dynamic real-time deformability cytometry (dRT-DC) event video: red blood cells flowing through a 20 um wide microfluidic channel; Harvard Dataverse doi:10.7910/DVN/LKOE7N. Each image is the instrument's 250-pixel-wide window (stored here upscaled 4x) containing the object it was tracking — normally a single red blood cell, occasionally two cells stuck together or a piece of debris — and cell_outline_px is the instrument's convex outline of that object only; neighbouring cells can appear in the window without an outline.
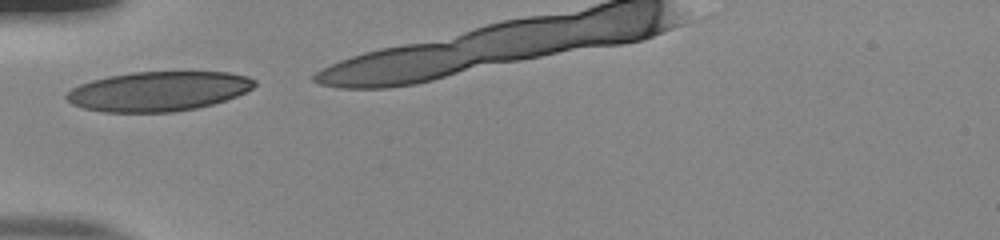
{"species": "human", "species_latin": "Homo sapiens", "temperature_condition": "room temperature", "stored_images_in_passage": 4, "camera_frame_rate_fps": 3000, "um_per_image_px": 0.085, "donor": {"sex": "male"}, "frame": {"image": 1, "passage_image": 1, "time_ms": 0.0, "image_size_px": [1000, 240], "cell_outline_px": [[256, 84], [252, 88], [236, 96], [212, 104], [196, 108], [172, 112], [104, 112], [84, 108], [72, 104], [64, 96], [72, 88], [80, 84], [92, 80], [108, 76], [132, 72], [228, 72], [248, 76], [256, 80]], "centroid_in_image_um": [13.45, 7.75], "position_along_channel_um": 71.5, "area_um2": 43.29}}